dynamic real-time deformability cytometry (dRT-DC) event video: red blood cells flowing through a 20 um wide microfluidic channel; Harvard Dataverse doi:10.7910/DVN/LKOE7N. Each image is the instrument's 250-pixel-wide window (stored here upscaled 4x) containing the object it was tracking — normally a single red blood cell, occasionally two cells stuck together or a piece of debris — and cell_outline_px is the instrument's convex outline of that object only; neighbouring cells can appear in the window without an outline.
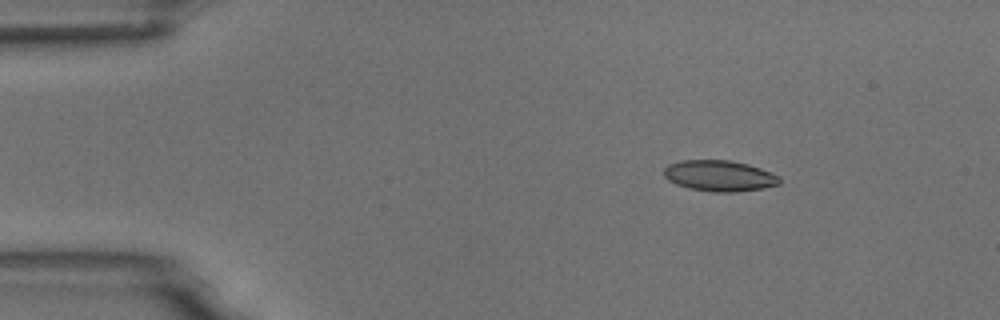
{"species": "common noctule bat (a hibernating species)", "species_latin": "Nyctalus noctula", "temperature_condition": "room temperature", "stored_images_in_passage": 5, "camera_frame_rate_fps": 3000, "um_per_image_px": 0.085, "animal": {"sex": "male", "body_mass_g": 18.8}, "frame": {"image": 1, "passage_image": 3, "time_ms": 2.333, "image_size_px": [1000, 320], "cell_outline_px": [[780, 184], [764, 188], [736, 192], [712, 192], [688, 188], [676, 184], [668, 180], [664, 176], [664, 168], [668, 164], [684, 160], [728, 160], [748, 164], [760, 168], [780, 176]], "centroid_in_image_um": [61.15, 14.95], "position_along_channel_um": 23.8, "area_um2": 20.92}}